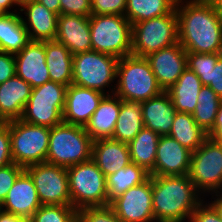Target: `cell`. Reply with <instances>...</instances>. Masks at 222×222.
<instances>
[{"instance_id": "cell-1", "label": "cell", "mask_w": 222, "mask_h": 222, "mask_svg": "<svg viewBox=\"0 0 222 222\" xmlns=\"http://www.w3.org/2000/svg\"><path fill=\"white\" fill-rule=\"evenodd\" d=\"M178 42L187 53H222V19L211 0H177Z\"/></svg>"}, {"instance_id": "cell-2", "label": "cell", "mask_w": 222, "mask_h": 222, "mask_svg": "<svg viewBox=\"0 0 222 222\" xmlns=\"http://www.w3.org/2000/svg\"><path fill=\"white\" fill-rule=\"evenodd\" d=\"M187 175L152 176L155 222H185L204 200ZM202 198V199H201Z\"/></svg>"}, {"instance_id": "cell-3", "label": "cell", "mask_w": 222, "mask_h": 222, "mask_svg": "<svg viewBox=\"0 0 222 222\" xmlns=\"http://www.w3.org/2000/svg\"><path fill=\"white\" fill-rule=\"evenodd\" d=\"M114 94L122 100L146 101L163 92L146 57L133 54L117 63Z\"/></svg>"}, {"instance_id": "cell-4", "label": "cell", "mask_w": 222, "mask_h": 222, "mask_svg": "<svg viewBox=\"0 0 222 222\" xmlns=\"http://www.w3.org/2000/svg\"><path fill=\"white\" fill-rule=\"evenodd\" d=\"M92 144L85 127L63 122L50 128L46 162L68 168L89 161Z\"/></svg>"}, {"instance_id": "cell-5", "label": "cell", "mask_w": 222, "mask_h": 222, "mask_svg": "<svg viewBox=\"0 0 222 222\" xmlns=\"http://www.w3.org/2000/svg\"><path fill=\"white\" fill-rule=\"evenodd\" d=\"M92 50L118 59L131 54L132 24L124 15L89 16Z\"/></svg>"}, {"instance_id": "cell-6", "label": "cell", "mask_w": 222, "mask_h": 222, "mask_svg": "<svg viewBox=\"0 0 222 222\" xmlns=\"http://www.w3.org/2000/svg\"><path fill=\"white\" fill-rule=\"evenodd\" d=\"M7 123L13 163L25 169L33 164L46 162L50 127L34 125L21 119L7 121Z\"/></svg>"}, {"instance_id": "cell-7", "label": "cell", "mask_w": 222, "mask_h": 222, "mask_svg": "<svg viewBox=\"0 0 222 222\" xmlns=\"http://www.w3.org/2000/svg\"><path fill=\"white\" fill-rule=\"evenodd\" d=\"M118 60L115 56L94 50L74 54L72 84L95 89L106 95L114 94L115 86L111 84L117 79ZM106 87H111L110 92L106 90L105 93Z\"/></svg>"}, {"instance_id": "cell-8", "label": "cell", "mask_w": 222, "mask_h": 222, "mask_svg": "<svg viewBox=\"0 0 222 222\" xmlns=\"http://www.w3.org/2000/svg\"><path fill=\"white\" fill-rule=\"evenodd\" d=\"M71 205L76 209L107 206L106 177L92 161L67 168Z\"/></svg>"}, {"instance_id": "cell-9", "label": "cell", "mask_w": 222, "mask_h": 222, "mask_svg": "<svg viewBox=\"0 0 222 222\" xmlns=\"http://www.w3.org/2000/svg\"><path fill=\"white\" fill-rule=\"evenodd\" d=\"M67 88L54 81H48L33 88L20 119L50 128L63 123Z\"/></svg>"}, {"instance_id": "cell-10", "label": "cell", "mask_w": 222, "mask_h": 222, "mask_svg": "<svg viewBox=\"0 0 222 222\" xmlns=\"http://www.w3.org/2000/svg\"><path fill=\"white\" fill-rule=\"evenodd\" d=\"M176 43H178V28L175 8L164 16L132 25L131 54L133 55L146 57Z\"/></svg>"}, {"instance_id": "cell-11", "label": "cell", "mask_w": 222, "mask_h": 222, "mask_svg": "<svg viewBox=\"0 0 222 222\" xmlns=\"http://www.w3.org/2000/svg\"><path fill=\"white\" fill-rule=\"evenodd\" d=\"M188 176L203 197L222 191V143L208 137L192 152Z\"/></svg>"}, {"instance_id": "cell-12", "label": "cell", "mask_w": 222, "mask_h": 222, "mask_svg": "<svg viewBox=\"0 0 222 222\" xmlns=\"http://www.w3.org/2000/svg\"><path fill=\"white\" fill-rule=\"evenodd\" d=\"M42 205H71L67 168L47 162L25 168Z\"/></svg>"}, {"instance_id": "cell-13", "label": "cell", "mask_w": 222, "mask_h": 222, "mask_svg": "<svg viewBox=\"0 0 222 222\" xmlns=\"http://www.w3.org/2000/svg\"><path fill=\"white\" fill-rule=\"evenodd\" d=\"M110 206L123 222H155L152 206V176L129 188Z\"/></svg>"}, {"instance_id": "cell-14", "label": "cell", "mask_w": 222, "mask_h": 222, "mask_svg": "<svg viewBox=\"0 0 222 222\" xmlns=\"http://www.w3.org/2000/svg\"><path fill=\"white\" fill-rule=\"evenodd\" d=\"M146 58L163 91L171 88L187 68V52L179 42L150 53Z\"/></svg>"}, {"instance_id": "cell-15", "label": "cell", "mask_w": 222, "mask_h": 222, "mask_svg": "<svg viewBox=\"0 0 222 222\" xmlns=\"http://www.w3.org/2000/svg\"><path fill=\"white\" fill-rule=\"evenodd\" d=\"M192 151L170 136H160L154 170L150 176H182L190 169Z\"/></svg>"}, {"instance_id": "cell-16", "label": "cell", "mask_w": 222, "mask_h": 222, "mask_svg": "<svg viewBox=\"0 0 222 222\" xmlns=\"http://www.w3.org/2000/svg\"><path fill=\"white\" fill-rule=\"evenodd\" d=\"M105 95L95 89L69 85L63 110V122L85 127Z\"/></svg>"}, {"instance_id": "cell-17", "label": "cell", "mask_w": 222, "mask_h": 222, "mask_svg": "<svg viewBox=\"0 0 222 222\" xmlns=\"http://www.w3.org/2000/svg\"><path fill=\"white\" fill-rule=\"evenodd\" d=\"M16 75L33 88L50 81L45 62V41H30L21 51L14 55Z\"/></svg>"}, {"instance_id": "cell-18", "label": "cell", "mask_w": 222, "mask_h": 222, "mask_svg": "<svg viewBox=\"0 0 222 222\" xmlns=\"http://www.w3.org/2000/svg\"><path fill=\"white\" fill-rule=\"evenodd\" d=\"M41 205L34 181L24 169L3 201V212L30 219Z\"/></svg>"}, {"instance_id": "cell-19", "label": "cell", "mask_w": 222, "mask_h": 222, "mask_svg": "<svg viewBox=\"0 0 222 222\" xmlns=\"http://www.w3.org/2000/svg\"><path fill=\"white\" fill-rule=\"evenodd\" d=\"M55 40L64 44L73 55L92 50L89 17L60 15Z\"/></svg>"}, {"instance_id": "cell-20", "label": "cell", "mask_w": 222, "mask_h": 222, "mask_svg": "<svg viewBox=\"0 0 222 222\" xmlns=\"http://www.w3.org/2000/svg\"><path fill=\"white\" fill-rule=\"evenodd\" d=\"M19 11L26 16L21 18L30 41L55 40L59 15L37 1L25 4Z\"/></svg>"}, {"instance_id": "cell-21", "label": "cell", "mask_w": 222, "mask_h": 222, "mask_svg": "<svg viewBox=\"0 0 222 222\" xmlns=\"http://www.w3.org/2000/svg\"><path fill=\"white\" fill-rule=\"evenodd\" d=\"M91 160L105 177L116 173L131 163L128 144L111 138L93 140Z\"/></svg>"}, {"instance_id": "cell-22", "label": "cell", "mask_w": 222, "mask_h": 222, "mask_svg": "<svg viewBox=\"0 0 222 222\" xmlns=\"http://www.w3.org/2000/svg\"><path fill=\"white\" fill-rule=\"evenodd\" d=\"M144 127L151 129L160 136L170 133L175 118V107L167 91L142 101Z\"/></svg>"}, {"instance_id": "cell-23", "label": "cell", "mask_w": 222, "mask_h": 222, "mask_svg": "<svg viewBox=\"0 0 222 222\" xmlns=\"http://www.w3.org/2000/svg\"><path fill=\"white\" fill-rule=\"evenodd\" d=\"M32 89L17 75L0 84V115L6 122L21 118Z\"/></svg>"}, {"instance_id": "cell-24", "label": "cell", "mask_w": 222, "mask_h": 222, "mask_svg": "<svg viewBox=\"0 0 222 222\" xmlns=\"http://www.w3.org/2000/svg\"><path fill=\"white\" fill-rule=\"evenodd\" d=\"M121 108V99L115 94L105 95L85 126L86 132L93 140L111 138Z\"/></svg>"}, {"instance_id": "cell-25", "label": "cell", "mask_w": 222, "mask_h": 222, "mask_svg": "<svg viewBox=\"0 0 222 222\" xmlns=\"http://www.w3.org/2000/svg\"><path fill=\"white\" fill-rule=\"evenodd\" d=\"M45 54L50 81L61 83L67 87L71 85L73 54L64 44L56 40L45 41Z\"/></svg>"}, {"instance_id": "cell-26", "label": "cell", "mask_w": 222, "mask_h": 222, "mask_svg": "<svg viewBox=\"0 0 222 222\" xmlns=\"http://www.w3.org/2000/svg\"><path fill=\"white\" fill-rule=\"evenodd\" d=\"M202 87L199 77L187 67L177 82L167 90L176 112L193 114Z\"/></svg>"}, {"instance_id": "cell-27", "label": "cell", "mask_w": 222, "mask_h": 222, "mask_svg": "<svg viewBox=\"0 0 222 222\" xmlns=\"http://www.w3.org/2000/svg\"><path fill=\"white\" fill-rule=\"evenodd\" d=\"M143 128L142 102L121 99V108L111 139L128 144Z\"/></svg>"}, {"instance_id": "cell-28", "label": "cell", "mask_w": 222, "mask_h": 222, "mask_svg": "<svg viewBox=\"0 0 222 222\" xmlns=\"http://www.w3.org/2000/svg\"><path fill=\"white\" fill-rule=\"evenodd\" d=\"M29 42L19 11L0 17V51L15 55Z\"/></svg>"}, {"instance_id": "cell-29", "label": "cell", "mask_w": 222, "mask_h": 222, "mask_svg": "<svg viewBox=\"0 0 222 222\" xmlns=\"http://www.w3.org/2000/svg\"><path fill=\"white\" fill-rule=\"evenodd\" d=\"M159 139L158 133L144 127L128 143L131 163H135L150 174L154 170Z\"/></svg>"}, {"instance_id": "cell-30", "label": "cell", "mask_w": 222, "mask_h": 222, "mask_svg": "<svg viewBox=\"0 0 222 222\" xmlns=\"http://www.w3.org/2000/svg\"><path fill=\"white\" fill-rule=\"evenodd\" d=\"M190 151L197 150L208 138L190 113L176 112L169 135Z\"/></svg>"}, {"instance_id": "cell-31", "label": "cell", "mask_w": 222, "mask_h": 222, "mask_svg": "<svg viewBox=\"0 0 222 222\" xmlns=\"http://www.w3.org/2000/svg\"><path fill=\"white\" fill-rule=\"evenodd\" d=\"M149 177V173L135 163L106 176L108 205L129 188L142 184Z\"/></svg>"}, {"instance_id": "cell-32", "label": "cell", "mask_w": 222, "mask_h": 222, "mask_svg": "<svg viewBox=\"0 0 222 222\" xmlns=\"http://www.w3.org/2000/svg\"><path fill=\"white\" fill-rule=\"evenodd\" d=\"M177 0H127L124 16L133 25L169 14Z\"/></svg>"}, {"instance_id": "cell-33", "label": "cell", "mask_w": 222, "mask_h": 222, "mask_svg": "<svg viewBox=\"0 0 222 222\" xmlns=\"http://www.w3.org/2000/svg\"><path fill=\"white\" fill-rule=\"evenodd\" d=\"M198 104L193 112L197 125L209 134L216 121L218 108L222 99L208 86H203L197 97Z\"/></svg>"}, {"instance_id": "cell-34", "label": "cell", "mask_w": 222, "mask_h": 222, "mask_svg": "<svg viewBox=\"0 0 222 222\" xmlns=\"http://www.w3.org/2000/svg\"><path fill=\"white\" fill-rule=\"evenodd\" d=\"M30 222H77V210L72 205H41Z\"/></svg>"}, {"instance_id": "cell-35", "label": "cell", "mask_w": 222, "mask_h": 222, "mask_svg": "<svg viewBox=\"0 0 222 222\" xmlns=\"http://www.w3.org/2000/svg\"><path fill=\"white\" fill-rule=\"evenodd\" d=\"M222 53H187V67L200 79L203 86L209 85V72Z\"/></svg>"}, {"instance_id": "cell-36", "label": "cell", "mask_w": 222, "mask_h": 222, "mask_svg": "<svg viewBox=\"0 0 222 222\" xmlns=\"http://www.w3.org/2000/svg\"><path fill=\"white\" fill-rule=\"evenodd\" d=\"M77 222H123L110 205L77 210Z\"/></svg>"}, {"instance_id": "cell-37", "label": "cell", "mask_w": 222, "mask_h": 222, "mask_svg": "<svg viewBox=\"0 0 222 222\" xmlns=\"http://www.w3.org/2000/svg\"><path fill=\"white\" fill-rule=\"evenodd\" d=\"M127 0H91V11L95 15H124Z\"/></svg>"}, {"instance_id": "cell-38", "label": "cell", "mask_w": 222, "mask_h": 222, "mask_svg": "<svg viewBox=\"0 0 222 222\" xmlns=\"http://www.w3.org/2000/svg\"><path fill=\"white\" fill-rule=\"evenodd\" d=\"M23 170L22 166L15 163L0 167V201L2 203L6 199L14 181Z\"/></svg>"}, {"instance_id": "cell-39", "label": "cell", "mask_w": 222, "mask_h": 222, "mask_svg": "<svg viewBox=\"0 0 222 222\" xmlns=\"http://www.w3.org/2000/svg\"><path fill=\"white\" fill-rule=\"evenodd\" d=\"M61 15H80L89 17L92 14L91 0H60Z\"/></svg>"}, {"instance_id": "cell-40", "label": "cell", "mask_w": 222, "mask_h": 222, "mask_svg": "<svg viewBox=\"0 0 222 222\" xmlns=\"http://www.w3.org/2000/svg\"><path fill=\"white\" fill-rule=\"evenodd\" d=\"M188 222H222V218L210 202L203 200L192 212Z\"/></svg>"}, {"instance_id": "cell-41", "label": "cell", "mask_w": 222, "mask_h": 222, "mask_svg": "<svg viewBox=\"0 0 222 222\" xmlns=\"http://www.w3.org/2000/svg\"><path fill=\"white\" fill-rule=\"evenodd\" d=\"M13 163L11 156V143L9 124L0 127V167Z\"/></svg>"}, {"instance_id": "cell-42", "label": "cell", "mask_w": 222, "mask_h": 222, "mask_svg": "<svg viewBox=\"0 0 222 222\" xmlns=\"http://www.w3.org/2000/svg\"><path fill=\"white\" fill-rule=\"evenodd\" d=\"M16 75L14 54L0 51V84Z\"/></svg>"}, {"instance_id": "cell-43", "label": "cell", "mask_w": 222, "mask_h": 222, "mask_svg": "<svg viewBox=\"0 0 222 222\" xmlns=\"http://www.w3.org/2000/svg\"><path fill=\"white\" fill-rule=\"evenodd\" d=\"M221 99H222V55L218 58L215 65L209 72V85Z\"/></svg>"}, {"instance_id": "cell-44", "label": "cell", "mask_w": 222, "mask_h": 222, "mask_svg": "<svg viewBox=\"0 0 222 222\" xmlns=\"http://www.w3.org/2000/svg\"><path fill=\"white\" fill-rule=\"evenodd\" d=\"M208 137L216 143H222V102L219 105L216 121Z\"/></svg>"}, {"instance_id": "cell-45", "label": "cell", "mask_w": 222, "mask_h": 222, "mask_svg": "<svg viewBox=\"0 0 222 222\" xmlns=\"http://www.w3.org/2000/svg\"><path fill=\"white\" fill-rule=\"evenodd\" d=\"M38 3L46 6L50 11L61 15L60 0H36Z\"/></svg>"}, {"instance_id": "cell-46", "label": "cell", "mask_w": 222, "mask_h": 222, "mask_svg": "<svg viewBox=\"0 0 222 222\" xmlns=\"http://www.w3.org/2000/svg\"><path fill=\"white\" fill-rule=\"evenodd\" d=\"M212 199L214 201H210L211 205L214 207V209L217 211L218 215L222 218V191L212 193ZM215 196L216 198H214Z\"/></svg>"}, {"instance_id": "cell-47", "label": "cell", "mask_w": 222, "mask_h": 222, "mask_svg": "<svg viewBox=\"0 0 222 222\" xmlns=\"http://www.w3.org/2000/svg\"><path fill=\"white\" fill-rule=\"evenodd\" d=\"M0 222H30L29 219L21 218L10 213H0Z\"/></svg>"}, {"instance_id": "cell-48", "label": "cell", "mask_w": 222, "mask_h": 222, "mask_svg": "<svg viewBox=\"0 0 222 222\" xmlns=\"http://www.w3.org/2000/svg\"><path fill=\"white\" fill-rule=\"evenodd\" d=\"M0 5L8 12V13H17L18 8L14 9V11H10L11 8L16 6L15 0H0ZM10 8V10H9Z\"/></svg>"}, {"instance_id": "cell-49", "label": "cell", "mask_w": 222, "mask_h": 222, "mask_svg": "<svg viewBox=\"0 0 222 222\" xmlns=\"http://www.w3.org/2000/svg\"><path fill=\"white\" fill-rule=\"evenodd\" d=\"M211 1L215 5L217 13L221 17V19H222V0H211Z\"/></svg>"}, {"instance_id": "cell-50", "label": "cell", "mask_w": 222, "mask_h": 222, "mask_svg": "<svg viewBox=\"0 0 222 222\" xmlns=\"http://www.w3.org/2000/svg\"><path fill=\"white\" fill-rule=\"evenodd\" d=\"M33 1H36V0H15L16 5H17L19 8H22L25 4L31 3V2H33Z\"/></svg>"}, {"instance_id": "cell-51", "label": "cell", "mask_w": 222, "mask_h": 222, "mask_svg": "<svg viewBox=\"0 0 222 222\" xmlns=\"http://www.w3.org/2000/svg\"><path fill=\"white\" fill-rule=\"evenodd\" d=\"M8 14V12L0 5V17Z\"/></svg>"}, {"instance_id": "cell-52", "label": "cell", "mask_w": 222, "mask_h": 222, "mask_svg": "<svg viewBox=\"0 0 222 222\" xmlns=\"http://www.w3.org/2000/svg\"><path fill=\"white\" fill-rule=\"evenodd\" d=\"M7 122L3 119V117L0 115V127H2Z\"/></svg>"}, {"instance_id": "cell-53", "label": "cell", "mask_w": 222, "mask_h": 222, "mask_svg": "<svg viewBox=\"0 0 222 222\" xmlns=\"http://www.w3.org/2000/svg\"><path fill=\"white\" fill-rule=\"evenodd\" d=\"M3 212V203L0 201V213Z\"/></svg>"}]
</instances>
